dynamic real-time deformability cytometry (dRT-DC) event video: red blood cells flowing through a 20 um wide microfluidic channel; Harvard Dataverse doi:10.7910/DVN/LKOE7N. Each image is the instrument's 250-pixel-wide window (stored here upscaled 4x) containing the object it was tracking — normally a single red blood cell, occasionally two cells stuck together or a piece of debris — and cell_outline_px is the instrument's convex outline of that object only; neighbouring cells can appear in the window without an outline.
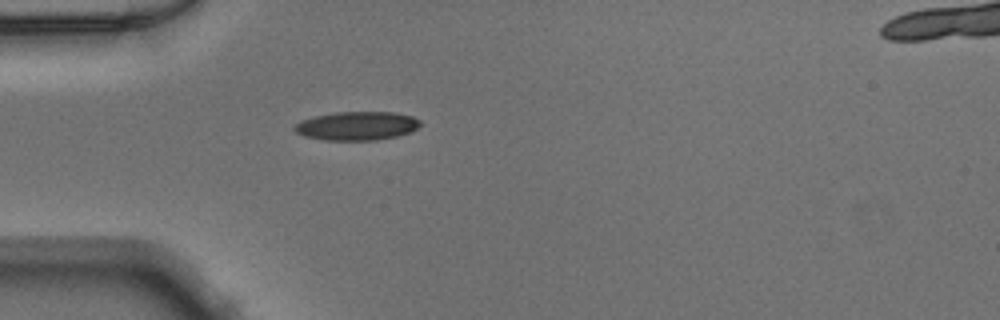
{"species": "Egyptian fruit bat (a non-hibernating species)", "species_latin": "Rousettus aegyptiacus", "temperature_condition": "warm", "stored_images_in_passage": 30, "camera_frame_rate_fps": 3000, "um_per_image_px": 0.085, "animal": {"sex": "male"}, "frame": {"image": 1, "passage_image": 1, "time_ms": 0.0, "image_size_px": [1000, 320], "cell_outline_px": [[420, 124], [412, 132], [396, 136], [376, 140], [324, 140], [304, 136], [296, 132], [292, 128], [300, 120], [316, 116], [336, 112], [396, 112], [412, 116], [420, 120]], "centroid_in_image_um": [30.33, 10.7], "position_along_channel_um": 54.7, "area_um2": 21.04}}
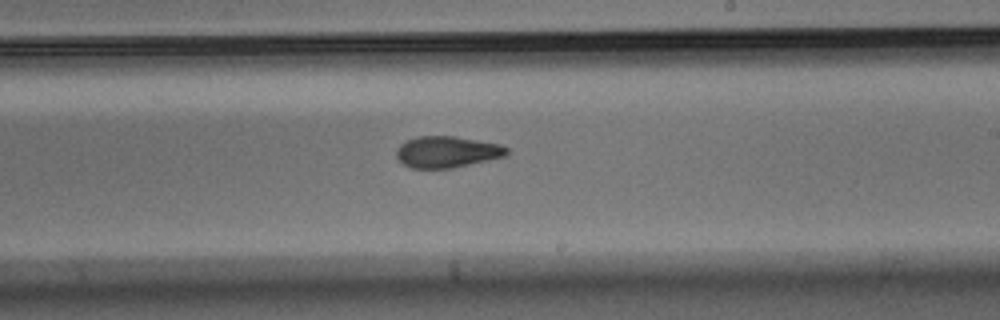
{"frame": {"image": 2, "passage_image": 16, "time_ms": 5.0, "image_size_px": [1000, 320], "cell_outline_px": [[508, 156], [452, 168], [412, 168], [404, 164], [396, 156], [396, 148], [400, 144], [416, 136], [456, 136], [500, 144], [508, 148]], "centroid_in_image_um": [38.02, 12.9], "position_along_channel_um": 251.0, "area_um2": 20.29}}
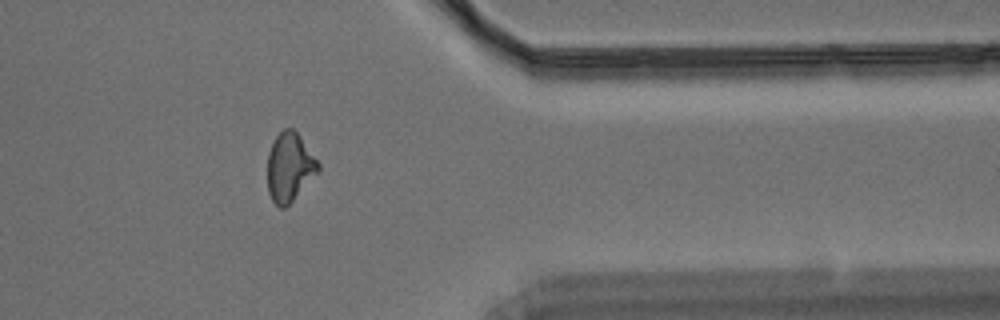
{"frame": {"image": 3, "passage_image": 27, "time_ms": 8.667, "image_size_px": [1000, 320], "cell_outline_px": [[320, 172], [284, 208], [280, 208], [272, 200], [268, 192], [268, 152], [276, 136], [284, 128], [292, 128], [300, 136], [320, 164]], "centroid_in_image_um": [24.63, 14.21], "position_along_channel_um": 386.8, "area_um2": 20.23}}